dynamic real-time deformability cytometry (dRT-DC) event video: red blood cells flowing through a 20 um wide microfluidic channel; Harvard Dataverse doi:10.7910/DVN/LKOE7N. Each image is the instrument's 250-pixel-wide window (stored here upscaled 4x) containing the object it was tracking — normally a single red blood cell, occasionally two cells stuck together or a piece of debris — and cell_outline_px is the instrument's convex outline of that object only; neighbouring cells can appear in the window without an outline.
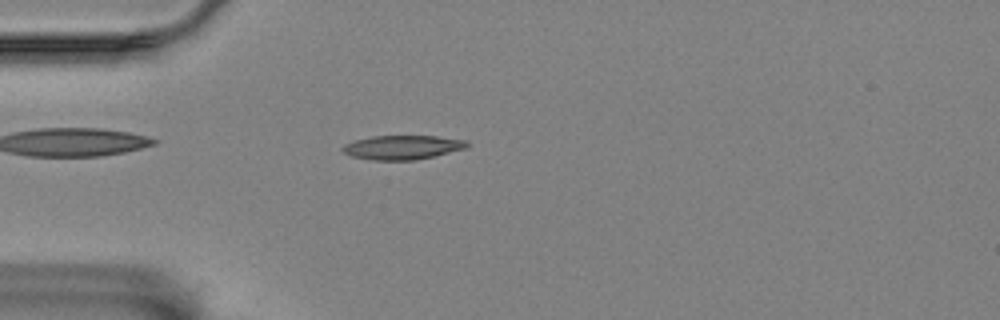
{"species": "Egyptian fruit bat (a non-hibernating species)", "species_latin": "Rousettus aegyptiacus", "temperature_condition": "room temperature", "stored_images_in_passage": 57, "camera_frame_rate_fps": 3000, "um_per_image_px": 0.085, "animal": {"sex": "female"}, "frame": {"image": 1, "passage_image": 15, "time_ms": 4.667, "image_size_px": [1000, 320], "cell_outline_px": [[468, 148], [416, 160], [372, 160], [352, 156], [344, 152], [340, 148], [344, 144], [356, 140], [372, 136], [436, 136], [468, 140]], "centroid_in_image_um": [34.23, 12.52], "position_along_channel_um": 50.8, "area_um2": 17.51}}
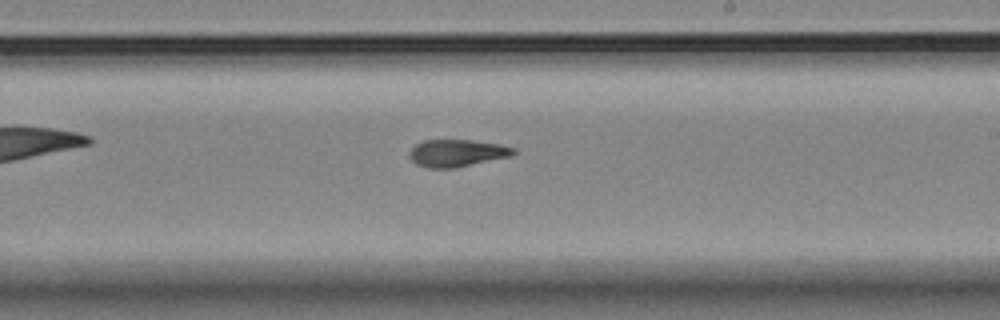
{"frame": {"image": 2, "passage_image": 33, "time_ms": 10.667, "image_size_px": [1000, 320], "cell_outline_px": [[516, 152], [512, 156], [456, 168], [428, 168], [416, 164], [408, 156], [408, 152], [416, 144], [424, 140], [472, 140], [500, 144], [516, 148]], "centroid_in_image_um": [38.85, 13.01], "position_along_channel_um": 250.1, "area_um2": 16.7}}
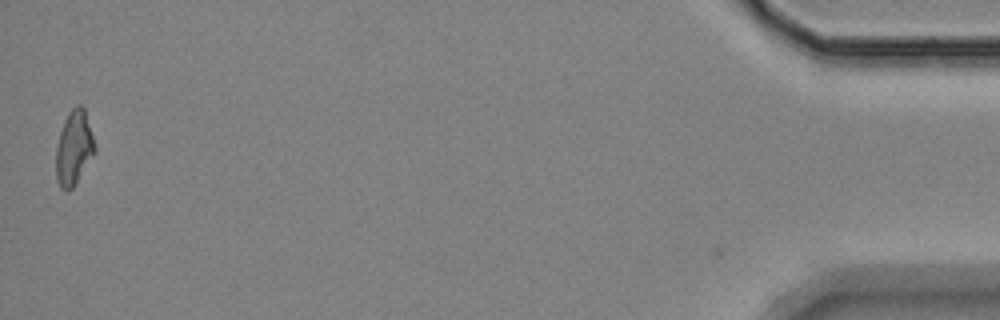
{"frame": {"image": 3, "passage_image": 56, "time_ms": 18.333, "image_size_px": [1000, 320], "cell_outline_px": [[96, 152], [72, 188], [68, 192], [60, 188], [56, 180], [56, 148], [60, 132], [64, 120], [68, 112], [76, 104], [80, 104], [84, 108], [96, 144]], "centroid_in_image_um": [6.29, 12.57], "position_along_channel_um": 428.9, "area_um2": 16.99}, "authors_computed_cell_mechanics": {"area_um2": 16.762, "velocity_mm_per_s": 3.4869, "shape_relaxation_time_tau1_ms": null, "shape_relaxation_time_tau2_ms": 4.8358, "deformation_change_tau1": null, "deformation_change_tau2": 0.1192}}